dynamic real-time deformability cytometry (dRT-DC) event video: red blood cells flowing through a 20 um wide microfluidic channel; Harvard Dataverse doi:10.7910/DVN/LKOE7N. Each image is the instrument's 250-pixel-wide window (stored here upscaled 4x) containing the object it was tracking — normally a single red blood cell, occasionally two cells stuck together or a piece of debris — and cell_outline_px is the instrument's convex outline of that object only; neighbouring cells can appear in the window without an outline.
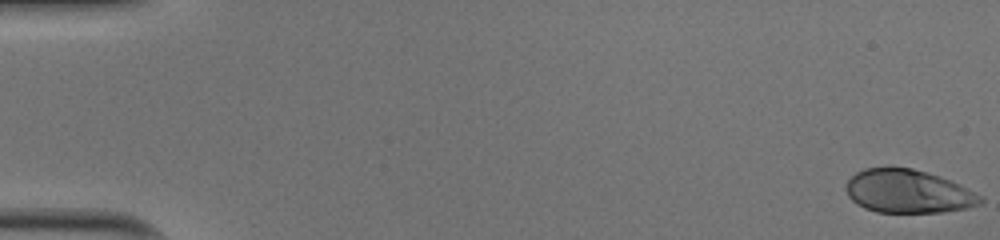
{"species": "human", "species_latin": "Homo sapiens", "temperature_condition": "cold", "stored_images_in_passage": 52, "camera_frame_rate_fps": 3000, "um_per_image_px": 0.085, "donor": {"sex": "male"}, "frame": {"image": 1, "passage_image": 1, "time_ms": 0.0, "image_size_px": [1000, 240], "cell_outline_px": [[984, 200], [980, 204], [964, 208], [944, 212], [876, 212], [864, 208], [856, 204], [848, 196], [844, 188], [848, 180], [856, 172], [864, 168], [912, 168], [928, 172], [940, 176], [960, 184], [980, 196]], "centroid_in_image_um": [77.15, 16.27], "position_along_channel_um": 7.8, "area_um2": 33.87}}
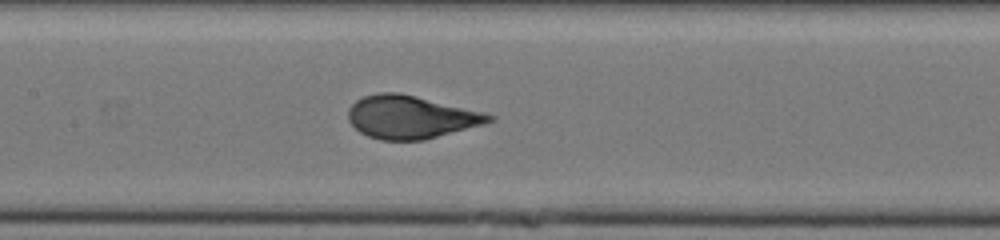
{"frame": {"image": 2, "passage_image": 26, "time_ms": 8.333, "image_size_px": [1000, 240], "cell_outline_px": [[496, 120], [484, 124], [424, 140], [380, 140], [368, 136], [360, 132], [348, 120], [348, 108], [356, 100], [364, 96], [380, 92], [400, 92], [484, 112], [496, 116]], "centroid_in_image_um": [34.92, 9.95], "position_along_channel_um": 172.5, "area_um2": 35.32}}
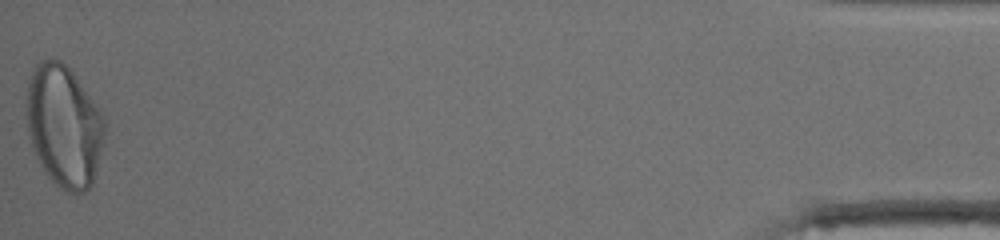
{"frame": {"image": 3, "passage_image": 52, "time_ms": 17.0, "image_size_px": [1000, 240], "cell_outline_px": [[104, 132], [96, 168], [92, 184], [84, 192], [68, 192], [60, 188], [48, 176], [40, 164], [32, 148], [28, 132], [24, 112], [28, 80], [36, 64], [40, 60], [60, 60], [72, 72], [104, 116]], "centroid_in_image_um": [5.38, 10.7], "position_along_channel_um": 429.8, "area_um2": 55.14}, "authors_computed_cell_mechanics": {"area_um2": 35.0846, "velocity_mm_per_s": 4.0059, "shape_relaxation_time_tau1_ms": 3.9079, "shape_relaxation_time_tau2_ms": null, "deformation_change_tau1": 0.1988, "deformation_change_tau2": null}}